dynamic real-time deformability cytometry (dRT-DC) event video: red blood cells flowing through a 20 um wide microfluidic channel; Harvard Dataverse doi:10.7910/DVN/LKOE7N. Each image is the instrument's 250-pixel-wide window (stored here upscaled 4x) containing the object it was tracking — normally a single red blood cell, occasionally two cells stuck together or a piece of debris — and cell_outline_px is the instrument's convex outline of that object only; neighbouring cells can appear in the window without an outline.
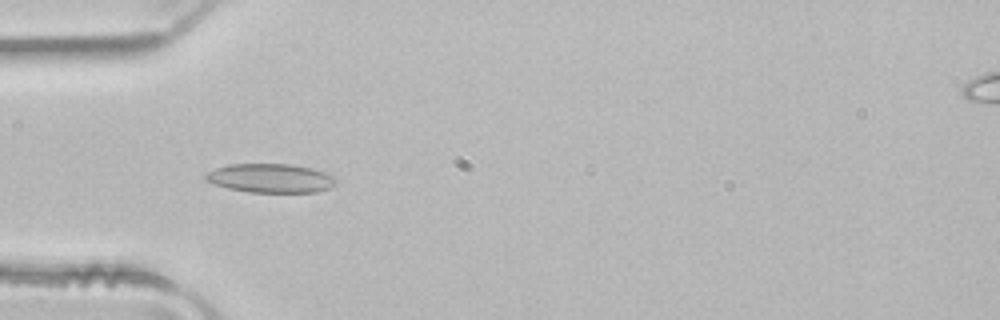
{"species": "common noctule bat (a hibernating species)", "species_latin": "Nyctalus noctula", "temperature_condition": "room temperature", "stored_images_in_passage": 32, "camera_frame_rate_fps": 3000, "um_per_image_px": 0.085, "animal": {"sex": "male", "body_mass_g": 21.5, "forearm_length_mm": 52.0}, "frame": {"image": 1, "passage_image": 3, "time_ms": 0.667, "image_size_px": [1000, 320], "cell_outline_px": [[336, 184], [328, 188], [316, 192], [248, 192], [228, 188], [204, 180], [204, 176], [208, 172], [216, 168], [228, 164], [288, 164], [312, 168], [336, 176]], "centroid_in_image_um": [23.01, 15.14], "position_along_channel_um": 62.0, "area_um2": 21.96}}
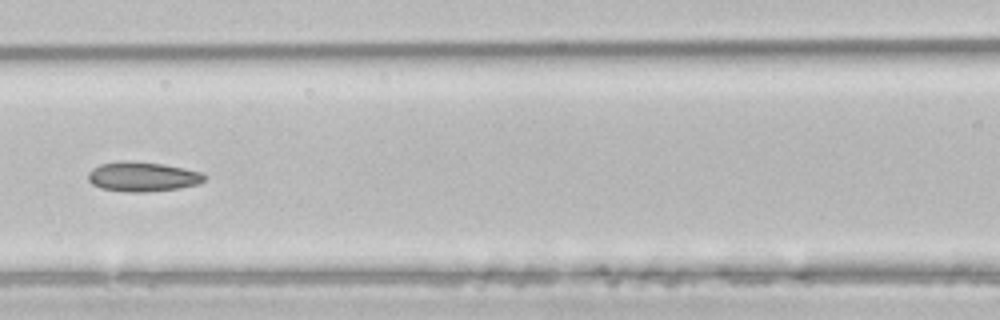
{"frame": {"image": 2, "passage_image": 10, "time_ms": 3.0, "image_size_px": [1000, 320], "cell_outline_px": [[208, 176], [204, 180], [196, 184], [180, 188], [136, 192], [132, 192], [100, 188], [92, 184], [88, 180], [88, 172], [92, 168], [100, 164], [120, 160], [128, 160], [160, 164], [184, 168], [204, 172]], "centroid_in_image_um": [12.11, 15.0], "position_along_channel_um": 154.5, "area_um2": 20.06}}
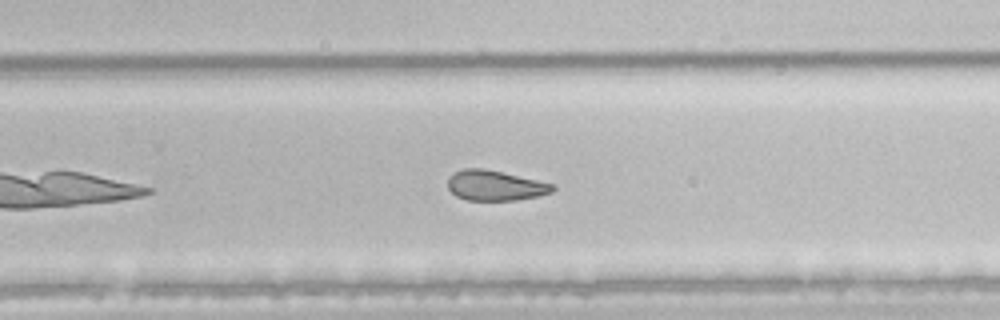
{"frame": {"image": 3, "passage_image": 20, "time_ms": 6.333, "image_size_px": [1000, 320], "cell_outline_px": [[556, 188], [552, 192], [536, 196], [516, 200], [468, 200], [456, 196], [448, 188], [448, 176], [452, 172], [464, 168], [484, 168], [556, 184]], "centroid_in_image_um": [42.08, 15.75], "position_along_channel_um": 287.7, "area_um2": 18.55}, "authors_computed_cell_mechanics": {"area_um2": 19.7387, "velocity_mm_per_s": 4.0175, "shape_relaxation_time_tau1_ms": null, "shape_relaxation_time_tau2_ms": 2.5966, "deformation_change_tau1": null, "deformation_change_tau2": 0.1004}}